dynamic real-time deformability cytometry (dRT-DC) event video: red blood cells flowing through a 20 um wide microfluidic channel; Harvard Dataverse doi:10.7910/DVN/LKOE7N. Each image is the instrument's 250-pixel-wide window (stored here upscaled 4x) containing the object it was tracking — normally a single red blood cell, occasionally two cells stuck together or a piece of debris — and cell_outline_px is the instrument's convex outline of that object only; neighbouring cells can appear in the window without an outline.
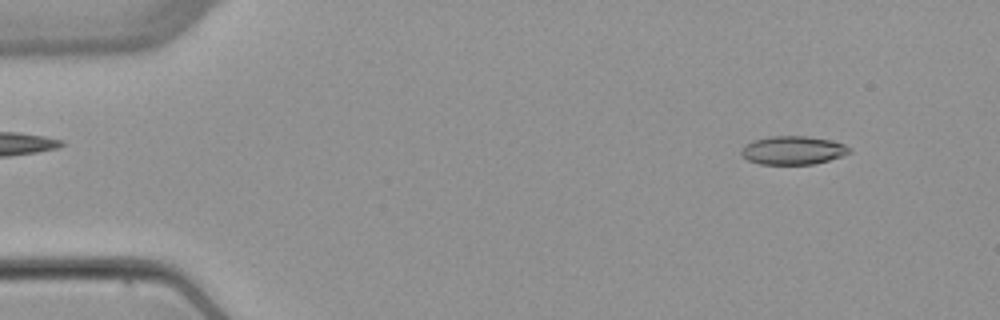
{"species": "common noctule bat (a hibernating species)", "species_latin": "Nyctalus noctula", "temperature_condition": "warm", "stored_images_in_passage": 5, "camera_frame_rate_fps": 3000, "um_per_image_px": 0.085, "animal": {"sex": "female", "body_mass_g": 22.7, "forearm_length_mm": 54.2}, "frame": {"image": 1, "passage_image": 1, "time_ms": 0.0, "image_size_px": [1000, 320], "cell_outline_px": [[852, 152], [828, 160], [812, 164], [760, 164], [748, 160], [740, 152], [744, 144], [752, 140], [772, 136], [808, 136], [832, 140], [844, 144], [852, 148]], "centroid_in_image_um": [67.41, 12.76], "position_along_channel_um": 17.6, "area_um2": 17.98}}
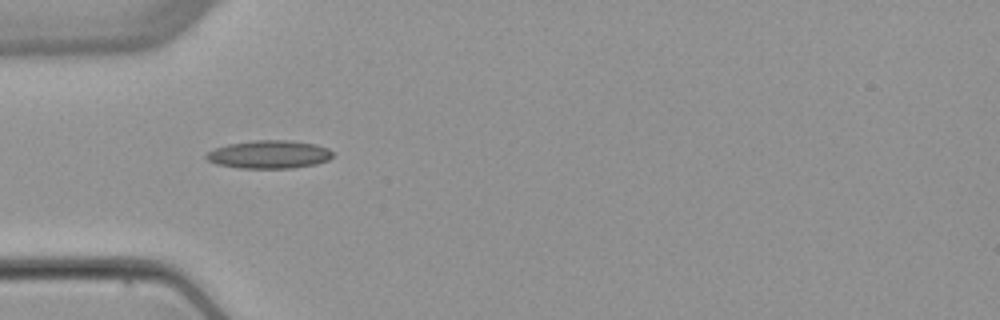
{"frame": {"image": 2, "passage_image": 4, "time_ms": 3.667, "image_size_px": [1000, 320], "cell_outline_px": [[332, 156], [328, 160], [316, 164], [292, 168], [240, 168], [216, 164], [208, 160], [204, 156], [208, 152], [216, 148], [228, 144], [256, 140], [292, 140], [316, 144], [328, 148], [332, 152]], "centroid_in_image_um": [22.89, 13.12], "position_along_channel_um": 62.1, "area_um2": 20.69}}
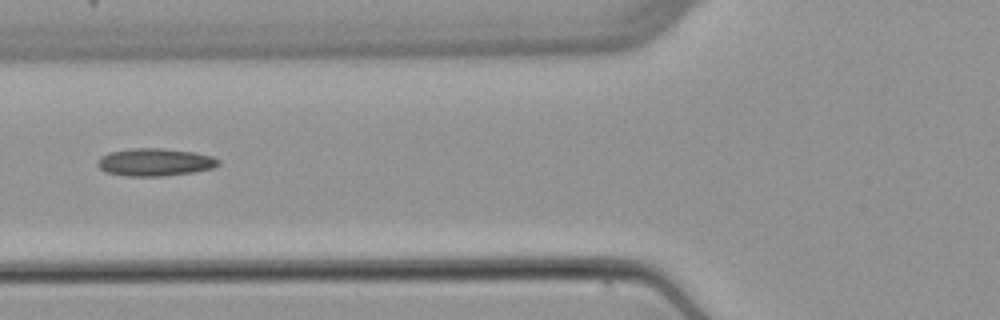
{"frame": {"image": 3, "passage_image": 5, "time_ms": 5.0, "image_size_px": [1000, 320], "cell_outline_px": [[220, 164], [212, 168], [192, 172], [164, 176], [124, 176], [104, 172], [96, 164], [96, 160], [100, 156], [108, 152], [132, 148], [160, 148], [192, 152], [212, 156], [220, 160]], "centroid_in_image_um": [13.11, 13.78], "position_along_channel_um": 112.7, "area_um2": 19.59}}